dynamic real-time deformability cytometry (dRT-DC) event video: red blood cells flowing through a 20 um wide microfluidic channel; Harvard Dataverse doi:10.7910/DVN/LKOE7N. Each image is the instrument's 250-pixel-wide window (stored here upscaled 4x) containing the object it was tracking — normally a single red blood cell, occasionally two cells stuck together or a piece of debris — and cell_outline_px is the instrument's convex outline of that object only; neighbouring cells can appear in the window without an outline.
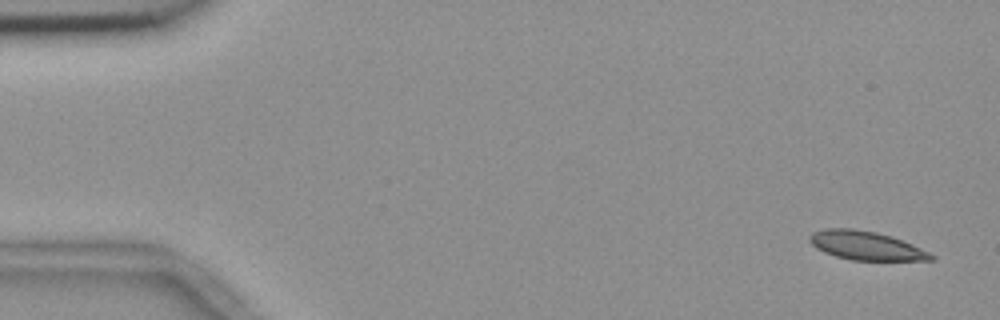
{"species": "common noctule bat (a hibernating species)", "species_latin": "Nyctalus noctula", "temperature_condition": "room temperature", "stored_images_in_passage": 57, "segment_of_instrument_passage": [1, 2], "camera_frame_rate_fps": 3000, "um_per_image_px": 0.085, "animal": {"sex": "female", "body_mass_g": 18.4}, "frame": {"image": 1, "passage_image": 3, "time_ms": 0.667, "image_size_px": [1000, 320], "cell_outline_px": [[936, 260], [852, 260], [836, 256], [824, 252], [816, 248], [808, 240], [808, 236], [812, 232], [824, 228], [852, 228], [876, 232], [892, 236], [912, 244], [936, 256]], "centroid_in_image_um": [73.59, 20.87], "position_along_channel_um": 11.4, "area_um2": 20.4}}
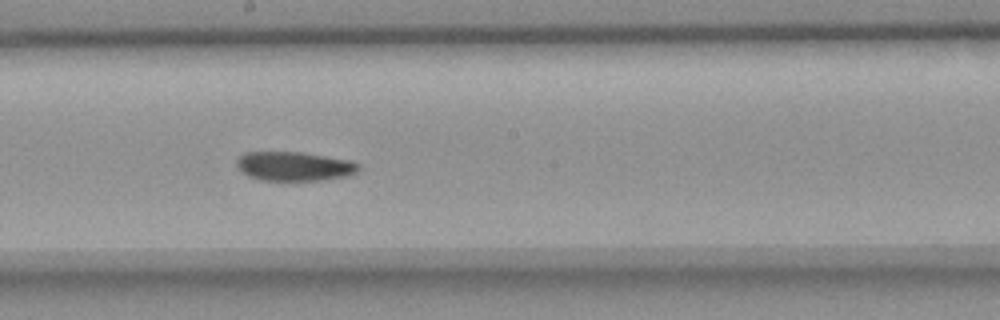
{"frame": {"image": 2, "passage_image": 31, "time_ms": 10.0, "image_size_px": [1000, 320], "cell_outline_px": [[360, 168], [356, 172], [348, 176], [320, 180], [260, 180], [248, 176], [240, 172], [236, 168], [236, 160], [244, 152], [304, 152], [348, 160], [360, 164]], "centroid_in_image_um": [24.97, 14.13], "position_along_channel_um": 223.2, "area_um2": 20.87}}
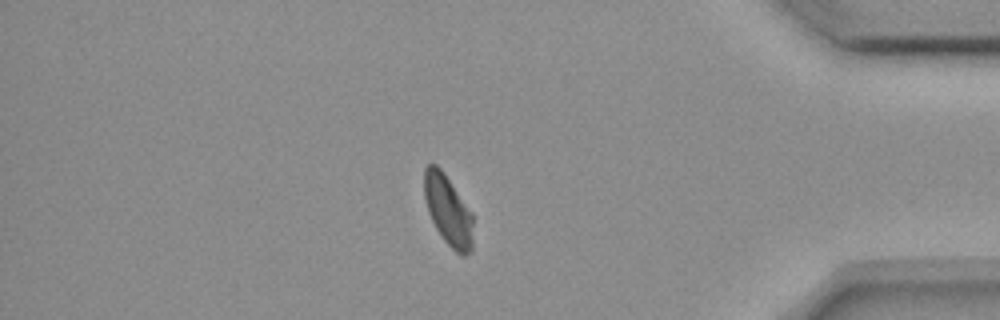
{"frame": {"image": 3, "passage_image": 48, "time_ms": 15.667, "image_size_px": [1000, 320], "cell_outline_px": [[472, 248], [464, 256], [460, 256], [444, 240], [436, 228], [428, 212], [424, 196], [424, 168], [428, 164], [436, 164], [440, 168], [472, 212]], "centroid_in_image_um": [38.07, 17.87], "position_along_channel_um": 397.1, "area_um2": 19.77}}